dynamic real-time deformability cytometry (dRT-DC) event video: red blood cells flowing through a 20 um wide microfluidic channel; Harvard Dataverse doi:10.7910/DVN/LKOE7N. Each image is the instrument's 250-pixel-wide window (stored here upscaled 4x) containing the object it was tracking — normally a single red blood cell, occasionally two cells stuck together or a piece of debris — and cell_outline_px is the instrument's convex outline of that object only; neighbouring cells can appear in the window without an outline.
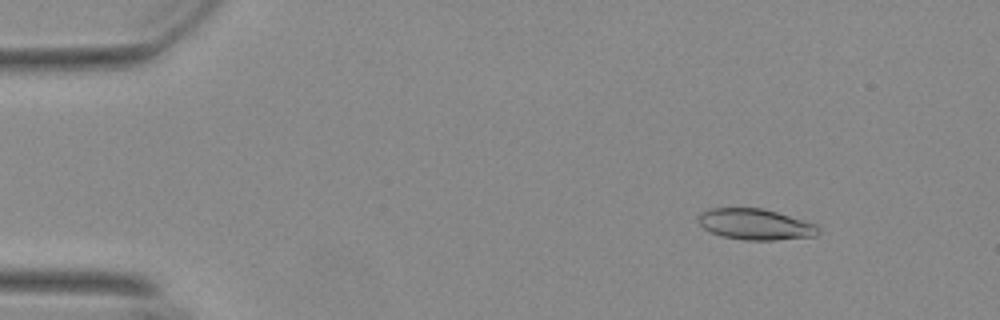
{"species": "Egyptian fruit bat (a non-hibernating species)", "species_latin": "Rousettus aegyptiacus", "temperature_condition": "warm", "stored_images_in_passage": 52, "camera_frame_rate_fps": 3000, "um_per_image_px": 0.085, "animal": {"sex": "female"}, "frame": {"image": 1, "passage_image": 3, "time_ms": 0.667, "image_size_px": [1000, 320], "cell_outline_px": [[820, 232], [816, 236], [776, 240], [744, 240], [720, 236], [704, 228], [700, 224], [696, 216], [700, 212], [712, 208], [764, 208], [820, 224]], "centroid_in_image_um": [64.26, 19.06], "position_along_channel_um": 20.7, "area_um2": 22.08}}
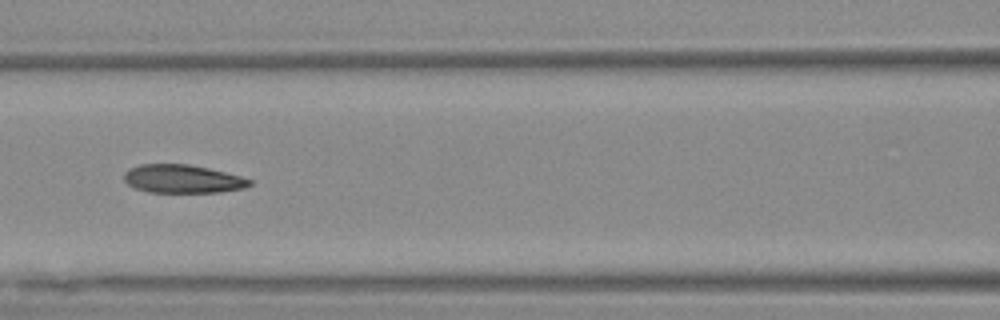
{"frame": {"image": 2, "passage_image": 21, "time_ms": 6.667, "image_size_px": [1000, 320], "cell_outline_px": [[252, 184], [244, 188], [220, 192], [148, 192], [136, 188], [128, 184], [124, 180], [124, 172], [128, 168], [140, 164], [188, 164], [208, 168], [240, 176], [252, 180]], "centroid_in_image_um": [15.5, 15.2], "position_along_channel_um": 151.1, "area_um2": 20.69}}
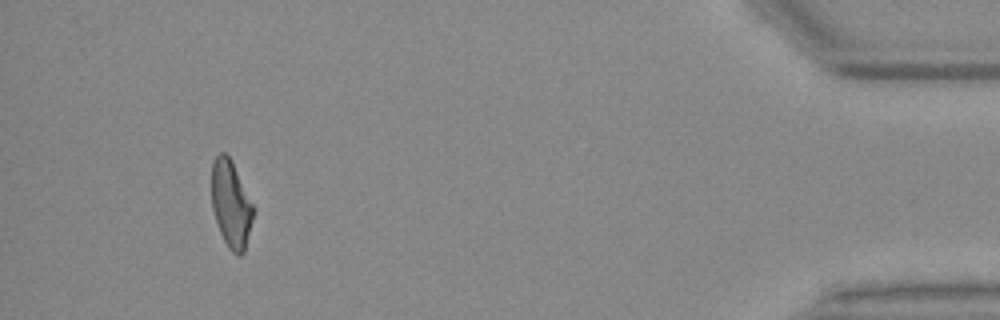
{"frame": {"image": 3, "passage_image": 48, "time_ms": 15.667, "image_size_px": [1000, 320], "cell_outline_px": [[252, 220], [244, 252], [240, 256], [236, 256], [228, 248], [220, 232], [212, 208], [212, 164], [216, 156], [220, 152], [224, 152], [232, 160], [252, 204]], "centroid_in_image_um": [19.61, 17.36], "position_along_channel_um": 415.6, "area_um2": 20.75}, "authors_computed_cell_mechanics": {"area_um2": 21.6172, "velocity_mm_per_s": 3.6907, "shape_relaxation_time_tau1_ms": 8.7377, "shape_relaxation_time_tau2_ms": 2.2262, "deformation_change_tau1": 0.2387, "deformation_change_tau2": 0.1046}}